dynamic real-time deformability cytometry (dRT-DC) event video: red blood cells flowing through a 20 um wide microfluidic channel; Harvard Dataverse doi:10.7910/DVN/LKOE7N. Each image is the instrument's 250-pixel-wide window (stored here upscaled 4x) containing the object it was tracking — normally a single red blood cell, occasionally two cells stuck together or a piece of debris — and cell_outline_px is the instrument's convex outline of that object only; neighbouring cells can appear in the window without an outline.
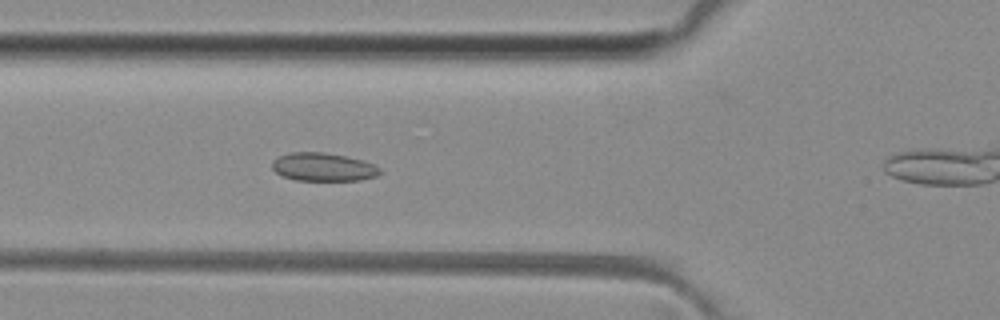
{"species": "common noctule bat (a hibernating species)", "species_latin": "Nyctalus noctula", "temperature_condition": "room temperature", "stored_images_in_passage": 31, "camera_frame_rate_fps": 3000, "um_per_image_px": 0.085, "animal": {"sex": "female", "body_mass_g": 29.2, "forearm_length_mm": 56.3}, "frame": {"image": 1, "passage_image": 5, "time_ms": 1.333, "image_size_px": [1000, 320], "cell_outline_px": [[380, 172], [376, 176], [360, 180], [296, 180], [284, 176], [276, 172], [272, 168], [272, 160], [280, 156], [292, 152], [324, 152], [364, 160], [380, 168]], "centroid_in_image_um": [27.47, 14.19], "position_along_channel_um": 98.3, "area_um2": 17.57}}
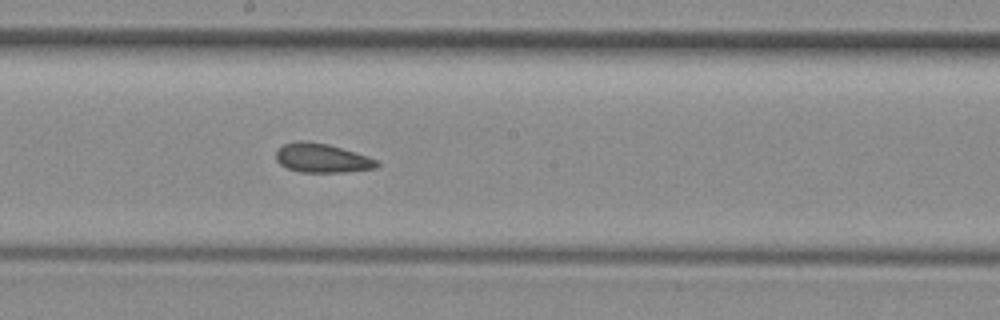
{"frame": {"image": 2, "passage_image": 14, "time_ms": 4.333, "image_size_px": [1000, 320], "cell_outline_px": [[380, 164], [376, 168], [340, 172], [300, 172], [288, 168], [280, 164], [276, 160], [276, 152], [284, 144], [296, 140], [304, 140], [328, 144], [368, 156], [376, 160]], "centroid_in_image_um": [27.35, 13.43], "position_along_channel_um": 220.9, "area_um2": 16.99}}
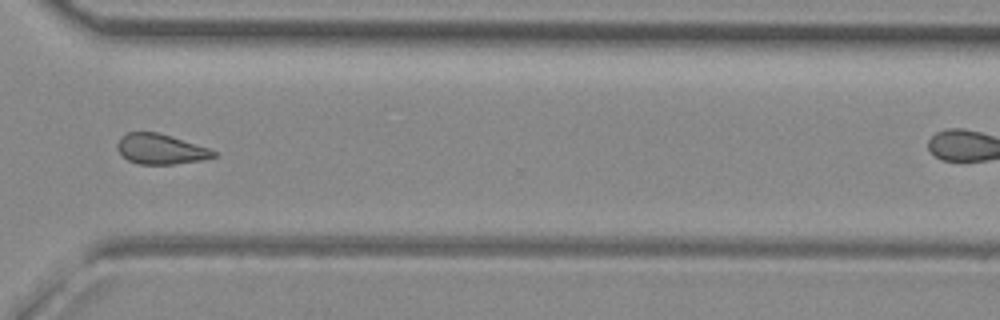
{"frame": {"image": 3, "passage_image": 24, "time_ms": 7.667, "image_size_px": [1000, 320], "cell_outline_px": [[216, 156], [200, 160], [172, 164], [140, 164], [128, 160], [116, 148], [116, 144], [120, 136], [128, 132], [156, 132], [208, 148], [216, 152]], "centroid_in_image_um": [13.59, 12.67], "position_along_channel_um": 357.0, "area_um2": 16.59}, "authors_computed_cell_mechanics": {"area_um2": 17.1088, "velocity_mm_per_s": 4.0747, "shape_relaxation_time_tau1_ms": null, "shape_relaxation_time_tau2_ms": 1.6164, "deformation_change_tau1": null, "deformation_change_tau2": 0.0869}}